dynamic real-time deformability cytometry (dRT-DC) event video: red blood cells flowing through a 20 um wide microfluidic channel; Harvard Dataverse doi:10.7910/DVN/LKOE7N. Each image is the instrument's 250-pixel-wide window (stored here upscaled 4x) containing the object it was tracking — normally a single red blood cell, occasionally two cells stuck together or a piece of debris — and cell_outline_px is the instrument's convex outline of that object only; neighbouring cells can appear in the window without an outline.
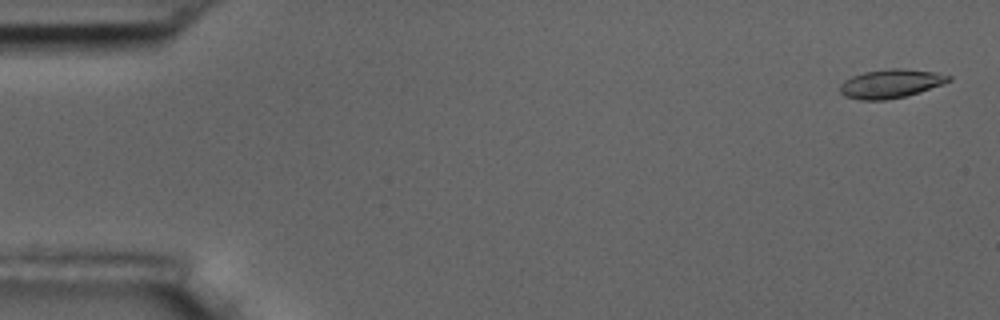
{"species": "common noctule bat (a hibernating species)", "species_latin": "Nyctalus noctula", "temperature_condition": "room temperature", "stored_images_in_passage": 6, "camera_frame_rate_fps": 3000, "um_per_image_px": 0.085, "animal": {"sex": "male", "body_mass_g": 17.5, "forearm_length_mm": 52.3}, "frame": {"image": 1, "passage_image": 1, "time_ms": 0.0, "image_size_px": [1000, 320], "cell_outline_px": [[952, 80], [904, 96], [884, 100], [860, 100], [844, 96], [840, 92], [840, 84], [844, 80], [852, 76], [864, 72], [892, 68], [904, 68], [936, 72], [952, 76]], "centroid_in_image_um": [75.67, 7.1], "position_along_channel_um": 9.3, "area_um2": 17.98}}
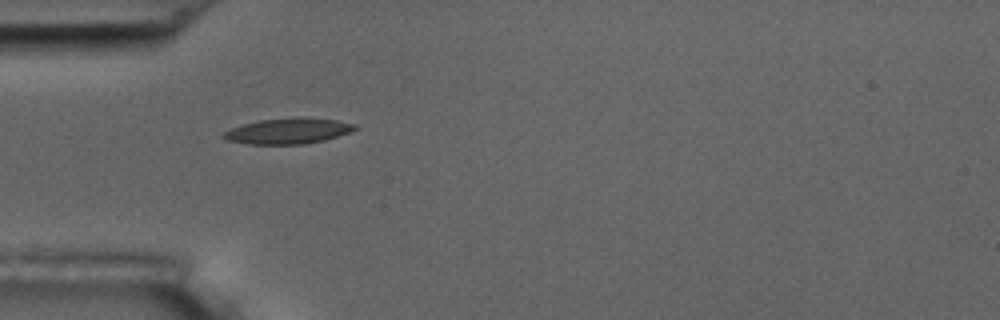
{"frame": {"image": 2, "passage_image": 5, "time_ms": 5.0, "image_size_px": [1000, 320], "cell_outline_px": [[360, 128], [324, 140], [304, 144], [248, 144], [228, 140], [220, 136], [224, 132], [232, 128], [244, 124], [260, 120], [296, 116], [300, 116], [336, 120], [356, 124]], "centroid_in_image_um": [24.51, 11.12], "position_along_channel_um": 60.5, "area_um2": 19.71}}